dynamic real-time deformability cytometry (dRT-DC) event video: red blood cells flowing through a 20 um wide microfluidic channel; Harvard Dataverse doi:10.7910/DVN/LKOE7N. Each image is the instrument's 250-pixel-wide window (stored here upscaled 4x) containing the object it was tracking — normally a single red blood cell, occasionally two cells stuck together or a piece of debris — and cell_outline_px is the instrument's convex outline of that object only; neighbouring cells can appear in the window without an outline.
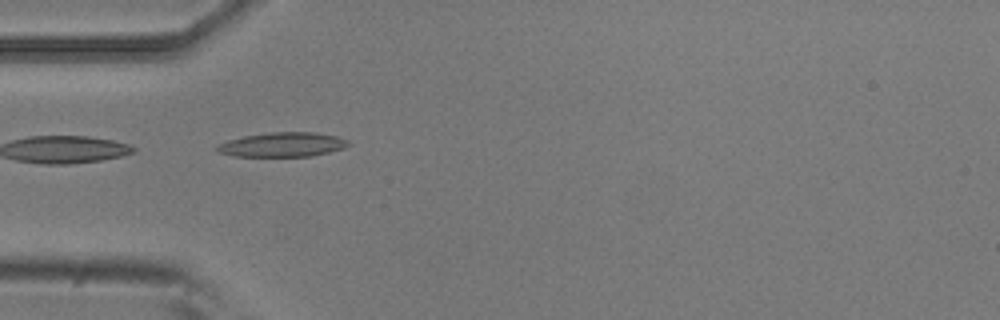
{"species": "common noctule bat (a hibernating species)", "species_latin": "Nyctalus noctula", "temperature_condition": "room temperature", "stored_images_in_passage": 4, "camera_frame_rate_fps": 3000, "um_per_image_px": 0.085, "animal": {"sex": "male", "body_mass_g": 20.5, "forearm_length_mm": 52.5}, "frame": {"image": 1, "passage_image": 1, "time_ms": 0.0, "image_size_px": [1000, 320], "cell_outline_px": [[352, 144], [344, 148], [312, 156], [236, 156], [220, 152], [216, 148], [220, 144], [228, 140], [244, 136], [268, 132], [316, 132], [336, 136], [348, 140]], "centroid_in_image_um": [24.08, 12.28], "position_along_channel_um": 60.9, "area_um2": 18.55}}
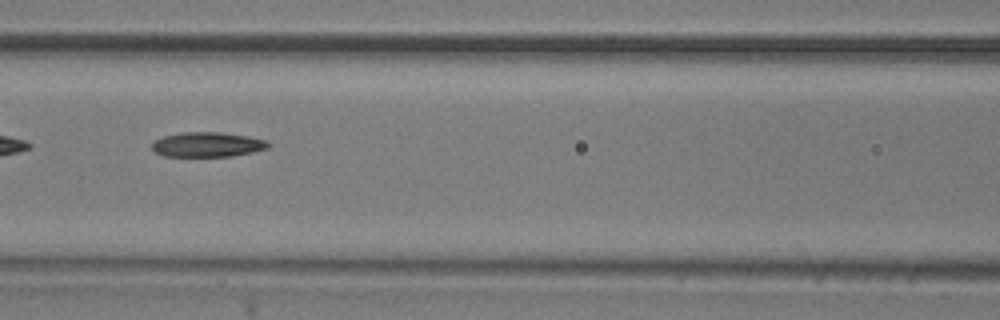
{"frame": {"image": 2, "passage_image": 3, "time_ms": 0.667, "image_size_px": [1000, 320], "cell_outline_px": [[272, 144], [268, 148], [252, 152], [232, 156], [164, 156], [156, 152], [152, 148], [152, 140], [164, 136], [184, 132], [220, 132], [248, 136], [268, 140]], "centroid_in_image_um": [17.66, 12.28], "position_along_channel_um": 148.9, "area_um2": 16.88}}
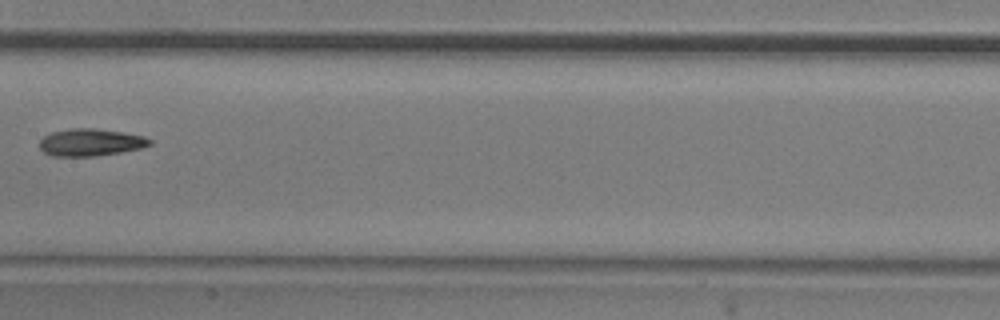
{"frame": {"image": 3, "passage_image": 4, "time_ms": 1.0, "image_size_px": [1000, 320], "cell_outline_px": [[152, 144], [140, 148], [120, 152], [96, 156], [52, 156], [44, 152], [40, 148], [40, 140], [44, 136], [52, 132], [68, 128], [96, 128], [124, 132], [144, 136], [152, 140]], "centroid_in_image_um": [7.7, 12.09], "position_along_channel_um": 199.7, "area_um2": 17.57}}